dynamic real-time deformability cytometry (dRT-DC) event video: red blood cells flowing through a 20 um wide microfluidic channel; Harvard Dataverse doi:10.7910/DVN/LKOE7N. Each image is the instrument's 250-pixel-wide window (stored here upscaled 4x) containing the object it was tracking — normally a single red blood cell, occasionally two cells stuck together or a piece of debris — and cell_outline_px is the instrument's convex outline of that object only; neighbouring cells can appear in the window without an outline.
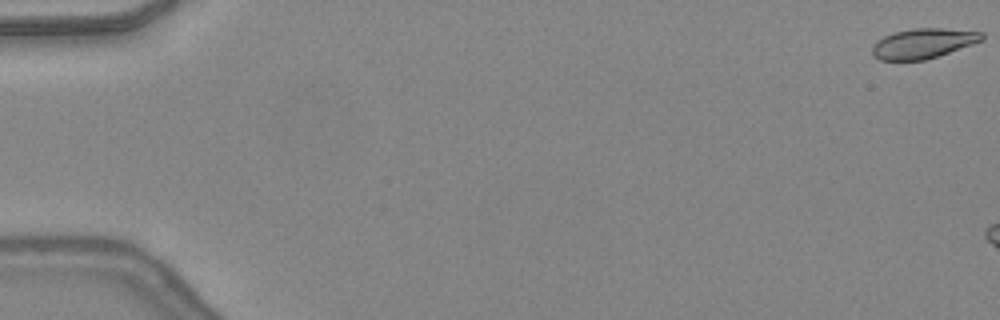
{"species": "common noctule bat (a hibernating species)", "species_latin": "Nyctalus noctula", "temperature_condition": "warm", "stored_images_in_passage": 5, "camera_frame_rate_fps": 3000, "um_per_image_px": 0.085, "animal": {"sex": "female", "body_mass_g": 24.6, "forearm_length_mm": 56.2}, "frame": {"image": 1, "passage_image": 1, "time_ms": 0.0, "image_size_px": [1000, 320], "cell_outline_px": [[984, 40], [924, 60], [880, 60], [872, 52], [872, 48], [884, 36], [896, 32], [912, 28], [944, 28], [984, 32]], "centroid_in_image_um": [78.52, 3.67], "position_along_channel_um": 6.5, "area_um2": 18.79}}